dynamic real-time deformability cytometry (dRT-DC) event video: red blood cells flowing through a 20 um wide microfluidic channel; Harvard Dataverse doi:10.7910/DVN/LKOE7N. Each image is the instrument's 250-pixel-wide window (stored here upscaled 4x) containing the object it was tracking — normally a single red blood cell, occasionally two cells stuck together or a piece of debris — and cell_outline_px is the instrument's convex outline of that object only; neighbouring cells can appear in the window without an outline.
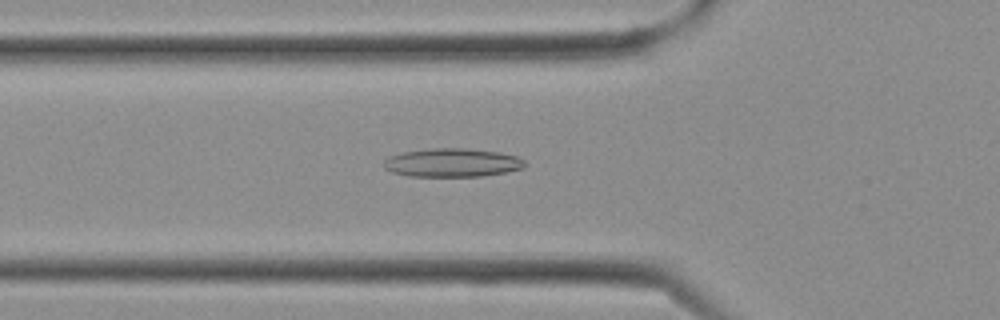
{"species": "Egyptian fruit bat (a non-hibernating species)", "species_latin": "Rousettus aegyptiacus", "temperature_condition": "cold", "stored_images_in_passage": 16, "camera_frame_rate_fps": 3000, "um_per_image_px": 0.085, "frame": {"image": 1, "passage_image": 10, "time_ms": 3.0, "image_size_px": [1000, 320], "cell_outline_px": [[524, 168], [504, 172], [480, 176], [408, 176], [392, 172], [384, 168], [380, 164], [388, 156], [404, 152], [432, 148], [464, 148], [500, 152], [516, 156], [524, 160]], "centroid_in_image_um": [38.38, 13.82], "position_along_channel_um": 87.4, "area_um2": 23.47}}
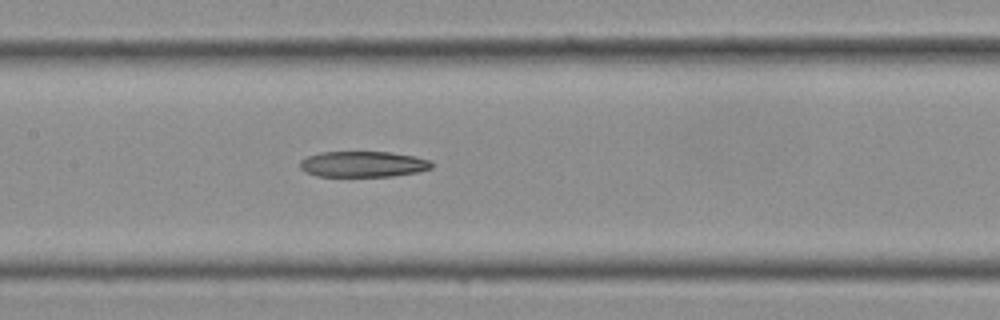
{"frame": {"image": 2, "passage_image": 14, "time_ms": 4.333, "image_size_px": [1000, 320], "cell_outline_px": [[432, 168], [420, 172], [392, 176], [316, 176], [300, 168], [300, 160], [308, 156], [320, 152], [388, 152], [416, 156], [432, 160]], "centroid_in_image_um": [30.91, 13.95], "position_along_channel_um": 176.5, "area_um2": 19.88}}
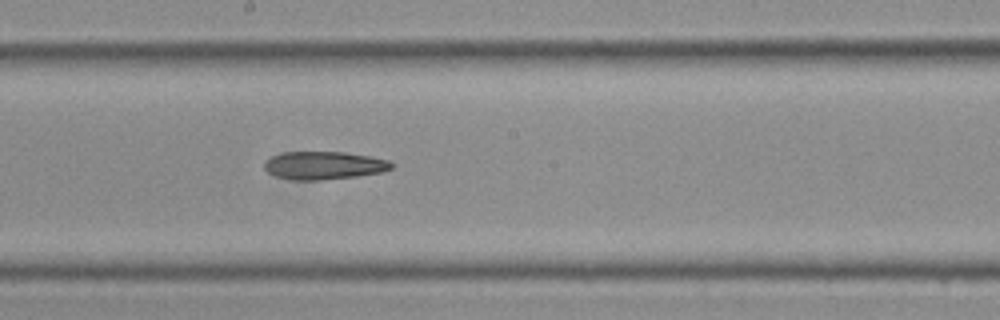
{"frame": {"image": 3, "passage_image": 16, "time_ms": 5.0, "image_size_px": [1000, 320], "cell_outline_px": [[396, 164], [392, 168], [384, 172], [356, 176], [320, 180], [288, 180], [276, 176], [268, 172], [264, 168], [264, 160], [272, 156], [284, 152], [344, 152], [392, 160]], "centroid_in_image_um": [27.56, 14.06], "position_along_channel_um": 220.6, "area_um2": 20.98}}